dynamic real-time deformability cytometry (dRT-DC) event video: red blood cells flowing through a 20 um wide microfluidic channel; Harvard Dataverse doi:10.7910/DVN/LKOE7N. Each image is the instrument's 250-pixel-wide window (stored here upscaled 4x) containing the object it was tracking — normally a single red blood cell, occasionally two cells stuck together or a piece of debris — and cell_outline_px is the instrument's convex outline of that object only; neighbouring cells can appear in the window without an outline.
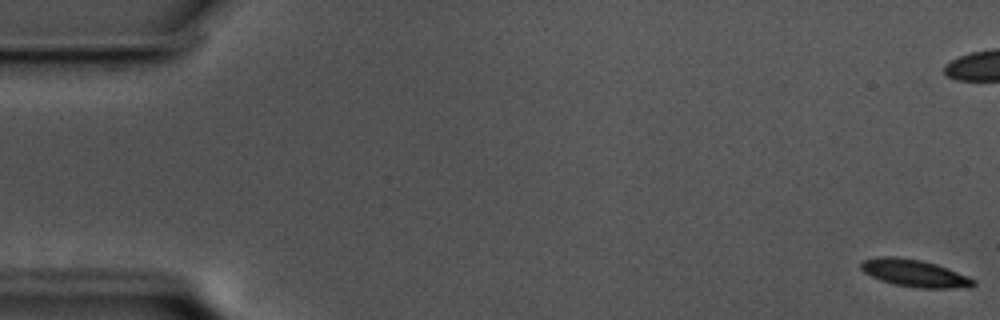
{"species": "common noctule bat (a hibernating species)", "species_latin": "Nyctalus noctula", "temperature_condition": "cold", "stored_images_in_passage": 60, "camera_frame_rate_fps": 3000, "um_per_image_px": 0.085, "animal": {"sex": "male", "body_mass_g": 17.5, "forearm_length_mm": 52.3}, "frame": {"image": 1, "passage_image": 1, "time_ms": 0.0, "image_size_px": [1000, 320], "cell_outline_px": [[976, 284], [952, 288], [920, 288], [892, 284], [880, 280], [864, 272], [860, 268], [860, 264], [864, 260], [880, 256], [896, 256], [920, 260], [936, 264], [948, 268], [968, 276], [976, 280]], "centroid_in_image_um": [77.7, 23.21], "position_along_channel_um": 7.3, "area_um2": 17.74}}
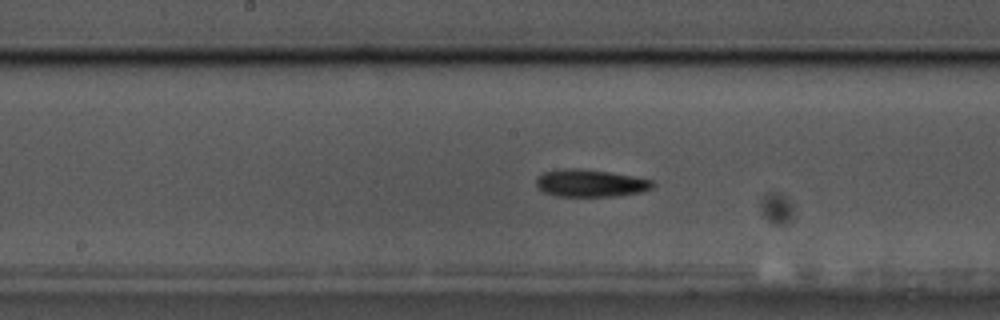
{"frame": {"image": 2, "passage_image": 30, "time_ms": 9.667, "image_size_px": [1000, 320], "cell_outline_px": [[656, 184], [652, 188], [640, 192], [616, 196], [556, 196], [544, 192], [536, 188], [536, 176], [544, 172], [560, 168], [580, 168], [608, 172], [632, 176], [652, 180]], "centroid_in_image_um": [50.13, 15.56], "position_along_channel_um": 198.1, "area_um2": 18.73}}
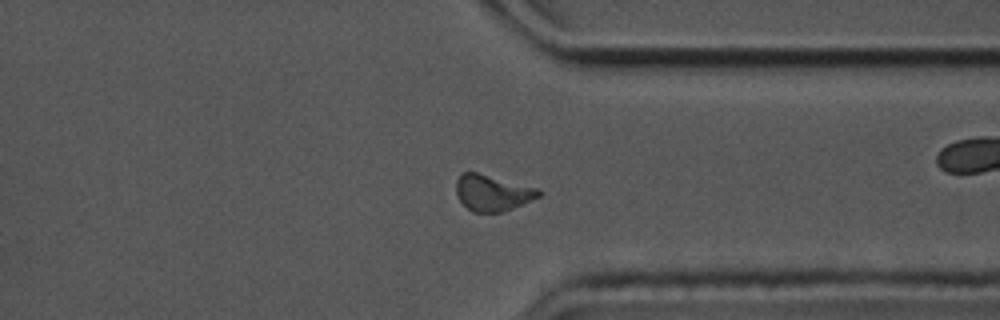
{"frame": {"image": 3, "passage_image": 45, "time_ms": 14.667, "image_size_px": [1000, 320], "cell_outline_px": [[544, 192], [540, 196], [532, 200], [512, 208], [500, 212], [472, 212], [456, 196], [456, 180], [460, 172], [476, 172], [540, 188]], "centroid_in_image_um": [41.87, 16.37], "position_along_channel_um": 369.5, "area_um2": 17.51}, "authors_computed_cell_mechanics": {"area_um2": 17.6868, "velocity_mm_per_s": 3.4511, "shape_relaxation_time_tau1_ms": 8.3473, "shape_relaxation_time_tau2_ms": 4.832, "deformation_change_tau1": 0.1641, "deformation_change_tau2": 0.1192}}